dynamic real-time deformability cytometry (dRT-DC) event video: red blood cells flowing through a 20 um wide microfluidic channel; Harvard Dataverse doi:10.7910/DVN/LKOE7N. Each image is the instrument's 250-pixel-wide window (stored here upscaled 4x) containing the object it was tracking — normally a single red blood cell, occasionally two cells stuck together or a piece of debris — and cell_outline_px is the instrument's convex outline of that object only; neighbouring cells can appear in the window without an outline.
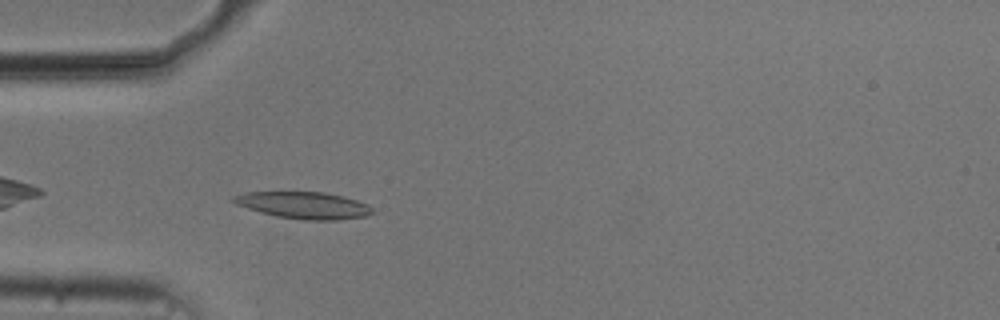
{"species": "common noctule bat (a hibernating species)", "species_latin": "Nyctalus noctula", "temperature_condition": "cold", "stored_images_in_passage": 41, "camera_frame_rate_fps": 3000, "um_per_image_px": 0.085, "animal": {"sex": "male", "body_mass_g": 20.5, "forearm_length_mm": 52.5}, "frame": {"image": 1, "passage_image": 3, "time_ms": 0.667, "image_size_px": [1000, 320], "cell_outline_px": [[376, 212], [364, 216], [336, 220], [304, 220], [276, 216], [260, 212], [236, 204], [228, 200], [232, 196], [244, 192], [324, 192], [356, 200], [368, 204]], "centroid_in_image_um": [25.78, 17.44], "position_along_channel_um": 59.2, "area_um2": 21.73}}
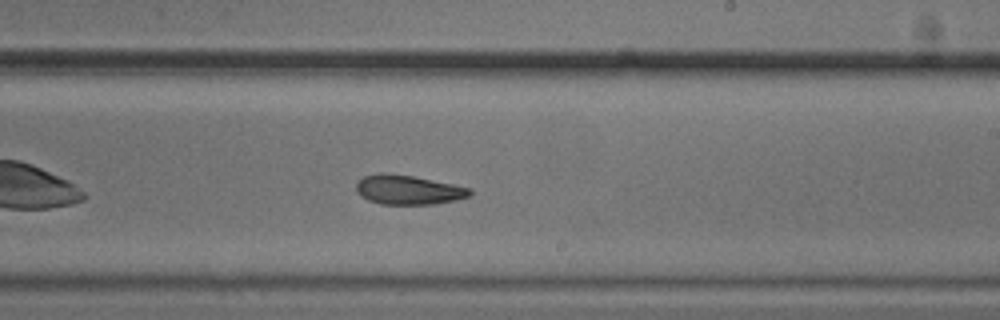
{"frame": {"image": 2, "passage_image": 19, "time_ms": 6.0, "image_size_px": [1000, 320], "cell_outline_px": [[472, 196], [456, 200], [436, 204], [380, 204], [368, 200], [360, 196], [356, 192], [356, 184], [364, 176], [384, 172], [388, 172], [412, 176], [472, 188]], "centroid_in_image_um": [34.71, 16.14], "position_along_channel_um": 254.3, "area_um2": 19.59}}
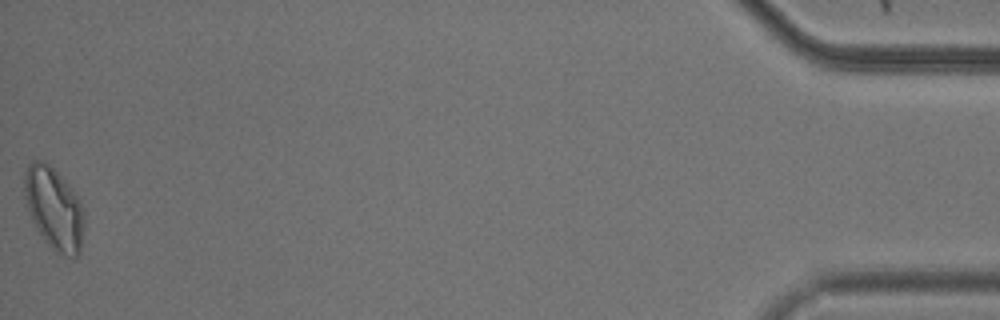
{"frame": {"image": 3, "passage_image": 41, "time_ms": 13.333, "image_size_px": [1000, 320], "cell_outline_px": [[84, 228], [80, 252], [76, 260], [72, 260], [64, 256], [52, 248], [44, 240], [36, 228], [32, 220], [24, 196], [24, 172], [28, 164], [32, 160], [44, 160], [72, 188], [80, 200], [84, 208]], "centroid_in_image_um": [4.62, 17.75], "position_along_channel_um": 430.6, "area_um2": 29.02}, "authors_computed_cell_mechanics": {"area_um2": 20.4034, "velocity_mm_per_s": 3.709, "shape_relaxation_time_tau1_ms": null, "shape_relaxation_time_tau2_ms": 2.1865, "deformation_change_tau1": null, "deformation_change_tau2": 0.0767}}